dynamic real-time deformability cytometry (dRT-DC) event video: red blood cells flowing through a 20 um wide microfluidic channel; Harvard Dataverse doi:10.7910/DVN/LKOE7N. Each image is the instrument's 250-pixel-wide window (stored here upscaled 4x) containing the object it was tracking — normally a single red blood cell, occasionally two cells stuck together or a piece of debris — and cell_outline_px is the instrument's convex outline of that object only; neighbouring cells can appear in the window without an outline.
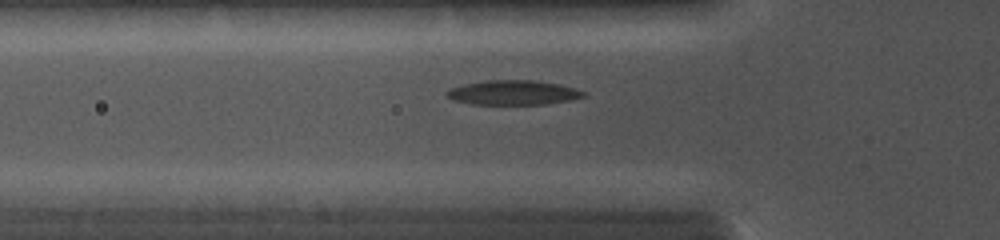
{"species": "common noctule bat (a hibernating species)", "species_latin": "Nyctalus noctula", "temperature_condition": "cold", "stored_images_in_passage": 22, "camera_frame_rate_fps": 5000, "um_per_image_px": 0.085, "animal": {"sex": "female", "body_mass_g": 19.0, "forearm_length_mm": 56.7}, "frame": {"image": 1, "passage_image": 4, "time_ms": 2.8, "image_size_px": [1000, 240], "cell_outline_px": [[588, 96], [572, 100], [544, 104], [472, 104], [452, 100], [444, 92], [452, 88], [464, 84], [488, 80], [532, 80], [560, 84], [576, 88], [588, 92]], "centroid_in_image_um": [43.69, 7.87], "position_along_channel_um": 82.1, "area_um2": 19.71}}
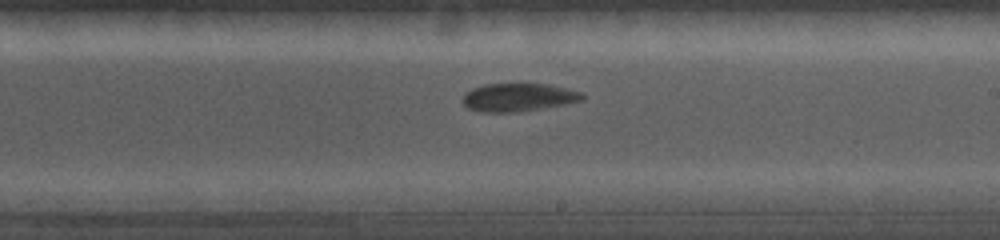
{"frame": {"image": 2, "passage_image": 11, "time_ms": 6.6, "image_size_px": [1000, 240], "cell_outline_px": [[584, 100], [524, 112], [480, 112], [468, 108], [460, 100], [464, 92], [472, 88], [484, 84], [548, 84], [580, 92], [584, 96]], "centroid_in_image_um": [44.0, 8.28], "position_along_channel_um": 245.0, "area_um2": 19.77}}
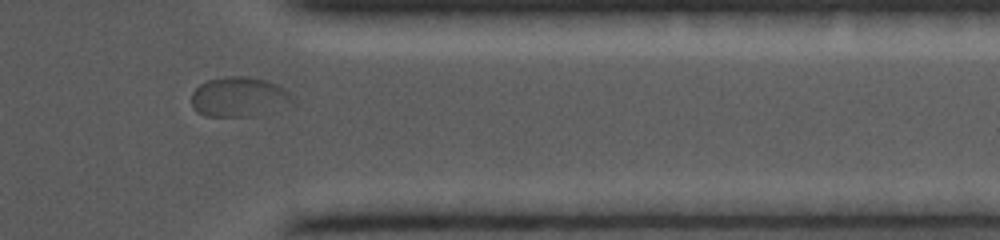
{"frame": {"image": 3, "passage_image": 18, "time_ms": 10.0, "image_size_px": [1000, 240], "cell_outline_px": [[296, 104], [256, 116], [204, 116], [196, 112], [192, 108], [192, 92], [200, 84], [208, 80], [228, 76], [248, 76], [264, 80], [276, 84], [284, 88], [292, 96]], "centroid_in_image_um": [20.34, 8.25], "position_along_channel_um": 391.1, "area_um2": 23.76}}